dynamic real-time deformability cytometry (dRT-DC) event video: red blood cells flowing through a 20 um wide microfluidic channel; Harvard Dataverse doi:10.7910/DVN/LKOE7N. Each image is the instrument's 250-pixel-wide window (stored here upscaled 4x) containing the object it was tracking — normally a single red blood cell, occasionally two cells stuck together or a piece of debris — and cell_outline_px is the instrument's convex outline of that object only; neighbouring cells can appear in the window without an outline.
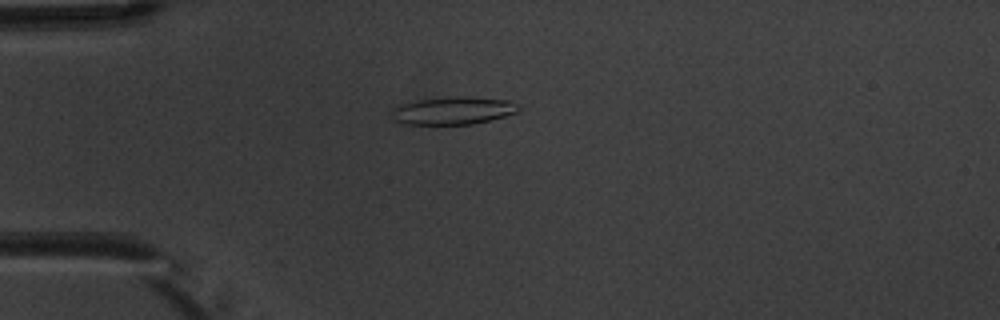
{"species": "common noctule bat (a hibernating species)", "species_latin": "Nyctalus noctula", "temperature_condition": "warm", "stored_images_in_passage": 7, "camera_frame_rate_fps": 3000, "um_per_image_px": 0.085, "animal": {"sex": "male", "body_mass_g": 20.1, "forearm_length_mm": 53.5}, "frame": {"image": 1, "passage_image": 5, "time_ms": 4.667, "image_size_px": [1000, 320], "cell_outline_px": [[520, 112], [472, 124], [404, 124], [396, 120], [392, 116], [392, 108], [400, 104], [416, 100], [456, 96], [468, 96], [508, 100], [516, 104], [520, 108]], "centroid_in_image_um": [38.52, 9.39], "position_along_channel_um": 46.5, "area_um2": 20.46}}